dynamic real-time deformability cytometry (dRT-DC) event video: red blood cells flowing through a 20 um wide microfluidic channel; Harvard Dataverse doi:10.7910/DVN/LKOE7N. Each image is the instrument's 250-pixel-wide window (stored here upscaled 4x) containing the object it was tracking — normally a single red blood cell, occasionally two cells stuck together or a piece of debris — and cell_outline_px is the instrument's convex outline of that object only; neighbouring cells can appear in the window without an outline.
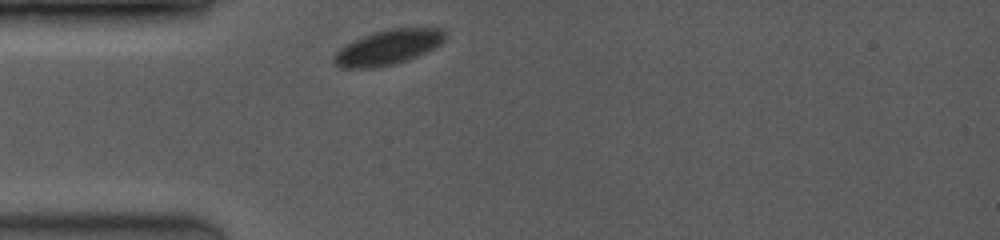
{"species": "common noctule bat (a hibernating species)", "species_latin": "Nyctalus noctula", "temperature_condition": "room temperature", "stored_images_in_passage": 28, "camera_frame_rate_fps": 3500, "um_per_image_px": 0.085, "animal": {"sex": "female", "body_mass_g": 19.0, "forearm_length_mm": 53.3}, "frame": {"image": 1, "passage_image": 1, "time_ms": 0.0, "image_size_px": [1000, 240], "cell_outline_px": [[448, 36], [440, 44], [416, 56], [392, 64], [372, 68], [340, 68], [332, 60], [332, 56], [344, 44], [352, 40], [372, 32], [392, 28], [444, 28]], "centroid_in_image_um": [32.95, 4.0], "position_along_channel_um": 52.0, "area_um2": 22.6}}
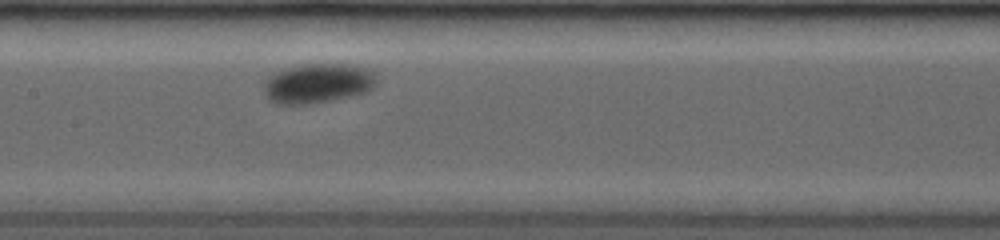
{"frame": {"image": 2, "passage_image": 11, "time_ms": 3.714, "image_size_px": [1000, 240], "cell_outline_px": [[376, 84], [364, 92], [348, 96], [312, 104], [276, 104], [268, 100], [264, 92], [264, 84], [268, 76], [284, 68], [304, 64], [344, 64], [364, 68], [372, 72], [376, 80]], "centroid_in_image_um": [26.93, 7.09], "position_along_channel_um": 180.5, "area_um2": 25.78}}
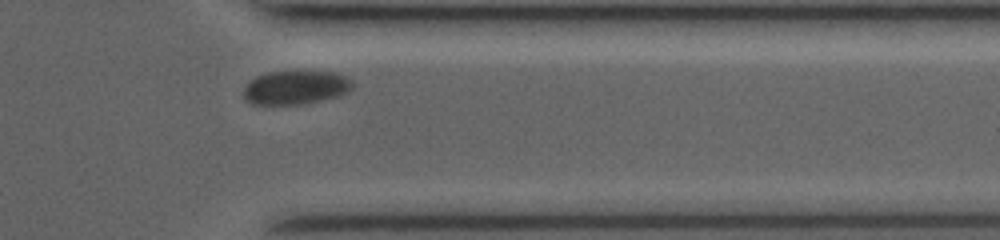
{"frame": {"image": 3, "passage_image": 25, "time_ms": 9.143, "image_size_px": [1000, 240], "cell_outline_px": [[352, 88], [348, 92], [340, 96], [300, 104], [252, 104], [244, 100], [244, 88], [256, 76], [268, 72], [332, 72], [344, 76], [352, 80]], "centroid_in_image_um": [25.13, 7.45], "position_along_channel_um": 386.3, "area_um2": 21.15}, "authors_computed_cell_mechanics": {"area_um2": 23.7847, "velocity_mm_per_s": 3.734, "shape_relaxation_time_tau1_ms": 1.3727, "shape_relaxation_time_tau2_ms": null, "deformation_change_tau1": 0.0553, "deformation_change_tau2": null}}